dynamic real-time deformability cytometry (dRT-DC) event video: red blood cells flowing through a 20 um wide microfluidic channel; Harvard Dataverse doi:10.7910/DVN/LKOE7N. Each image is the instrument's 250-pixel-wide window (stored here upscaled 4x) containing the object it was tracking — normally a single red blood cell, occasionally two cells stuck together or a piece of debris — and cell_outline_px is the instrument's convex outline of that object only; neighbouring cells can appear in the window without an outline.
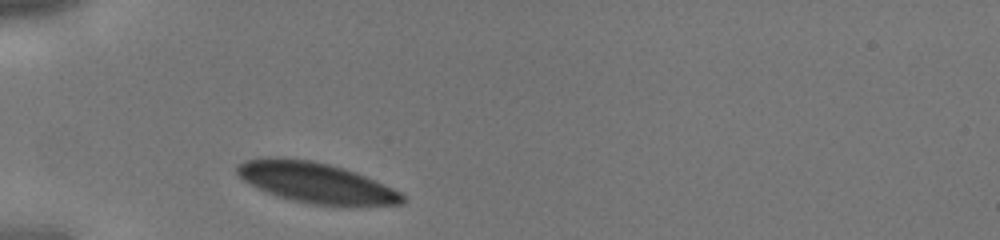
{"species": "human", "species_latin": "Homo sapiens", "temperature_condition": "cold", "stored_images_in_passage": 2, "camera_frame_rate_fps": 3000, "um_per_image_px": 0.085, "donor": {"sex": "male"}, "frame": {"image": 1, "passage_image": 1, "time_ms": 0.0, "image_size_px": [1000, 240], "cell_outline_px": [[408, 200], [400, 204], [312, 204], [292, 200], [268, 192], [244, 180], [236, 172], [236, 164], [244, 160], [268, 156], [280, 156], [312, 160], [344, 168], [356, 172], [376, 180], [400, 192]], "centroid_in_image_um": [26.81, 15.47], "position_along_channel_um": 58.2, "area_um2": 38.49}}
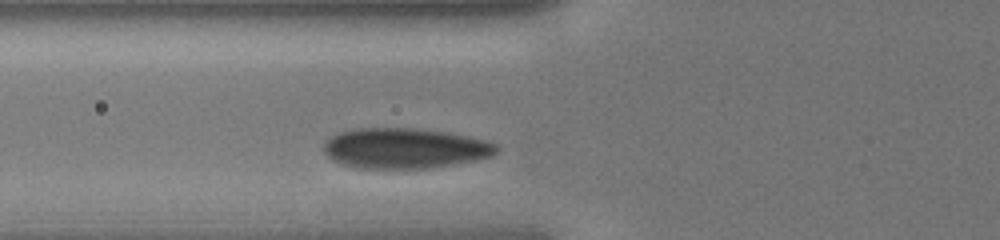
{"frame": {"image": 2, "passage_image": 2, "time_ms": 0.333, "image_size_px": [1000, 240], "cell_outline_px": [[500, 148], [492, 156], [476, 160], [432, 168], [356, 168], [340, 164], [332, 160], [324, 152], [324, 140], [340, 132], [356, 128], [412, 128], [448, 132], [468, 136], [484, 140], [496, 144]], "centroid_in_image_um": [34.39, 12.6], "position_along_channel_um": 91.4, "area_um2": 40.81}}